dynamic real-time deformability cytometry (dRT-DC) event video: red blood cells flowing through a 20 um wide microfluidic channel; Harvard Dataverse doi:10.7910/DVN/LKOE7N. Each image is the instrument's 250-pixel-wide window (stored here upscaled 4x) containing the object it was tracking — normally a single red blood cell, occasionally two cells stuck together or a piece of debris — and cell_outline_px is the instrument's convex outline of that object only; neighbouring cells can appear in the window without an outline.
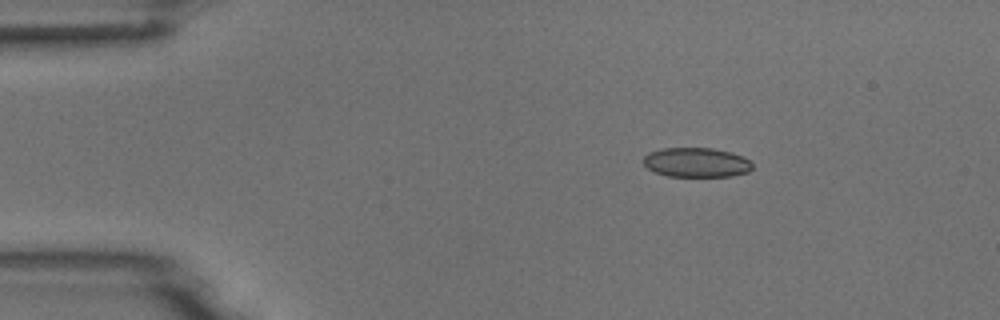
{"species": "common noctule bat (a hibernating species)", "species_latin": "Nyctalus noctula", "temperature_condition": "room temperature", "stored_images_in_passage": 4, "camera_frame_rate_fps": 3000, "um_per_image_px": 0.085, "animal": {"sex": "male", "body_mass_g": 18.8}, "frame": {"image": 1, "passage_image": 2, "time_ms": 2.0, "image_size_px": [1000, 320], "cell_outline_px": [[752, 168], [748, 172], [732, 176], [668, 176], [656, 172], [648, 168], [644, 164], [644, 156], [648, 152], [660, 148], [712, 148], [744, 156], [752, 160]], "centroid_in_image_um": [59.21, 13.8], "position_along_channel_um": 25.8, "area_um2": 18.79}}